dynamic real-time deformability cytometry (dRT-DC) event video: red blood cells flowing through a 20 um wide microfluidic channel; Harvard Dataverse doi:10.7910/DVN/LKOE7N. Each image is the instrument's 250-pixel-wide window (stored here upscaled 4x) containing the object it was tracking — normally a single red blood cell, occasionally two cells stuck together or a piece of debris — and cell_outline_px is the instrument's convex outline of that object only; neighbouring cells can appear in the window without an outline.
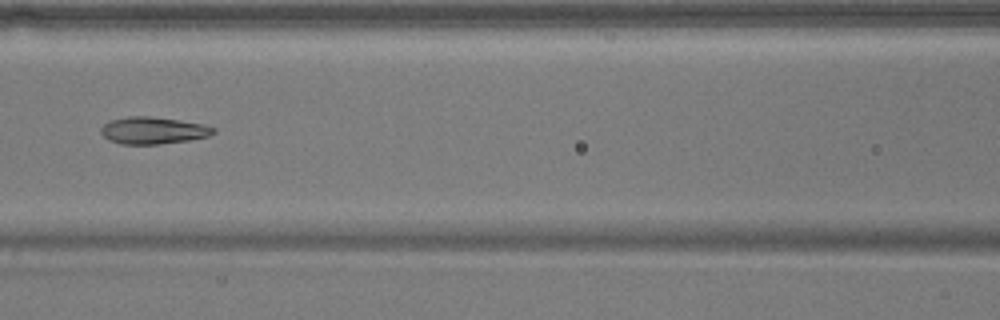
{"species": "common noctule bat (a hibernating species)", "species_latin": "Nyctalus noctula", "temperature_condition": "warm", "stored_images_in_passage": 4, "camera_frame_rate_fps": 3000, "um_per_image_px": 0.085, "animal": {"sex": "male", "body_mass_g": 17.9}, "frame": {"image": 1, "passage_image": 4, "time_ms": 3.667, "image_size_px": [1000, 320], "cell_outline_px": [[216, 132], [208, 136], [188, 140], [160, 144], [120, 144], [108, 140], [100, 132], [100, 128], [108, 120], [128, 116], [148, 116], [180, 120], [204, 124], [216, 128]], "centroid_in_image_um": [12.99, 11.08], "position_along_channel_um": 153.6, "area_um2": 17.86}}